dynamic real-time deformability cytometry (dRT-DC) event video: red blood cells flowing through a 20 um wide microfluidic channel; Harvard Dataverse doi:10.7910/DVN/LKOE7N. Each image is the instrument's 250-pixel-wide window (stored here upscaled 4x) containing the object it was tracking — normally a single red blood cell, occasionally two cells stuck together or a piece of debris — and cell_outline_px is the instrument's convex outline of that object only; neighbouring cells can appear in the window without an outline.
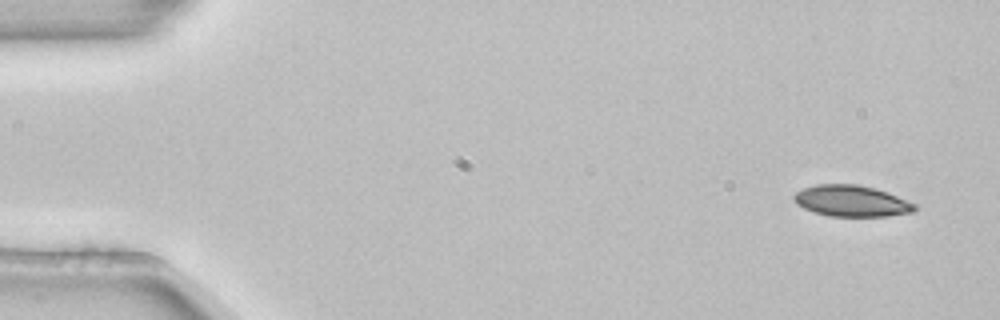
{"species": "common noctule bat (a hibernating species)", "species_latin": "Nyctalus noctula", "temperature_condition": "room temperature", "stored_images_in_passage": 4, "camera_frame_rate_fps": 3000, "um_per_image_px": 0.085, "animal": {"sex": "female", "body_mass_g": 22.7, "forearm_length_mm": 54.2}, "frame": {"image": 1, "passage_image": 1, "time_ms": 0.0, "image_size_px": [1000, 320], "cell_outline_px": [[916, 212], [888, 216], [832, 216], [816, 212], [804, 208], [796, 204], [792, 200], [792, 196], [796, 192], [804, 188], [816, 184], [856, 184], [876, 188], [916, 204]], "centroid_in_image_um": [72.37, 17.08], "position_along_channel_um": 12.6, "area_um2": 21.96}}
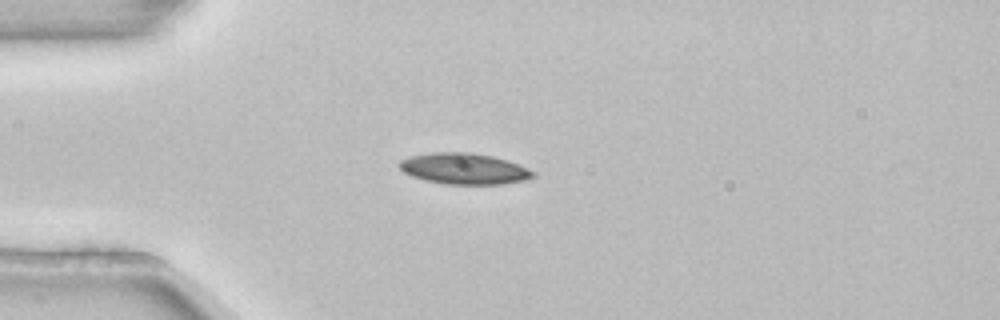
{"frame": {"image": 2, "passage_image": 3, "time_ms": 0.667, "image_size_px": [1000, 320], "cell_outline_px": [[536, 176], [524, 180], [504, 184], [444, 184], [424, 180], [412, 176], [404, 172], [396, 164], [400, 160], [412, 156], [432, 152], [472, 152], [492, 156], [508, 160], [536, 172]], "centroid_in_image_um": [39.45, 14.34], "position_along_channel_um": 45.6, "area_um2": 24.33}}
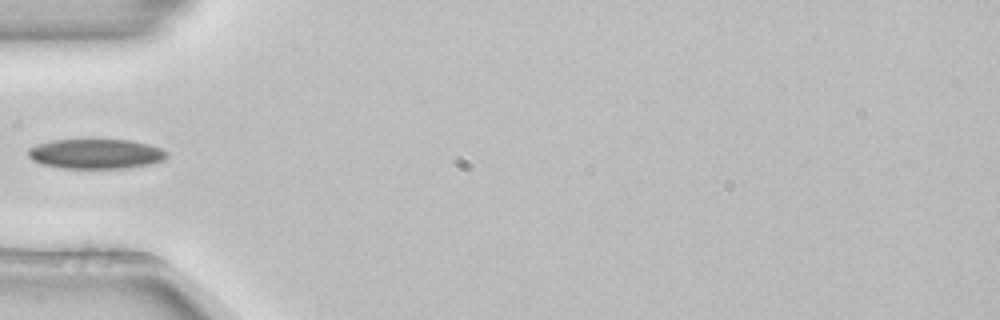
{"frame": {"image": 3, "passage_image": 4, "time_ms": 1.0, "image_size_px": [1000, 320], "cell_outline_px": [[168, 156], [164, 160], [148, 164], [128, 168], [64, 168], [44, 164], [32, 160], [28, 156], [28, 148], [36, 144], [52, 140], [132, 140], [148, 144], [160, 148], [168, 152]], "centroid_in_image_um": [8.15, 13.07], "position_along_channel_um": 76.8, "area_um2": 24.04}}